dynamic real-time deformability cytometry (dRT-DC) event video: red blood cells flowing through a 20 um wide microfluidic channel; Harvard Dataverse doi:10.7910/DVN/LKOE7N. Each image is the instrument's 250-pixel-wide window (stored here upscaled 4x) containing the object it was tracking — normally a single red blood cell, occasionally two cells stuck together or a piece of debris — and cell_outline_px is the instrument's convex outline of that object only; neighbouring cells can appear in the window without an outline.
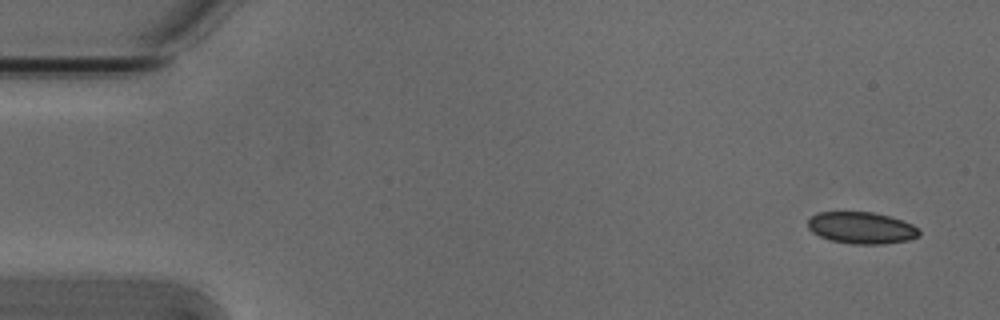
{"species": "Egyptian fruit bat (a non-hibernating species)", "species_latin": "Rousettus aegyptiacus", "temperature_condition": "cold", "stored_images_in_passage": 5, "segment_of_instrument_passage": [1, 2], "camera_frame_rate_fps": 3000, "um_per_image_px": 0.085, "animal": {"sex": "male"}, "frame": {"image": 1, "passage_image": 1, "time_ms": 0.0, "image_size_px": [1000, 320], "cell_outline_px": [[920, 236], [908, 240], [884, 244], [852, 244], [828, 240], [812, 232], [808, 228], [808, 220], [816, 212], [872, 212], [888, 216], [912, 224], [920, 228]], "centroid_in_image_um": [73.23, 19.37], "position_along_channel_um": 11.8, "area_um2": 20.69}}
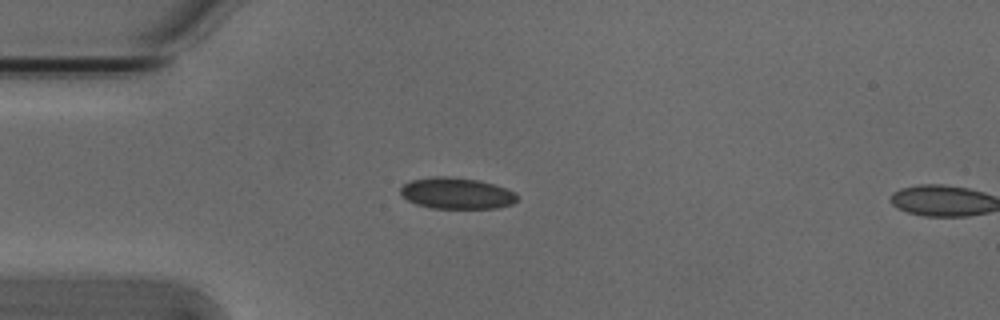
{"frame": {"image": 2, "passage_image": 4, "time_ms": 1.0, "image_size_px": [1000, 320], "cell_outline_px": [[516, 200], [512, 204], [496, 208], [432, 208], [416, 204], [408, 200], [400, 192], [400, 188], [404, 184], [412, 180], [432, 176], [448, 176], [480, 180], [516, 192]], "centroid_in_image_um": [38.8, 16.42], "position_along_channel_um": 46.2, "area_um2": 21.15}}